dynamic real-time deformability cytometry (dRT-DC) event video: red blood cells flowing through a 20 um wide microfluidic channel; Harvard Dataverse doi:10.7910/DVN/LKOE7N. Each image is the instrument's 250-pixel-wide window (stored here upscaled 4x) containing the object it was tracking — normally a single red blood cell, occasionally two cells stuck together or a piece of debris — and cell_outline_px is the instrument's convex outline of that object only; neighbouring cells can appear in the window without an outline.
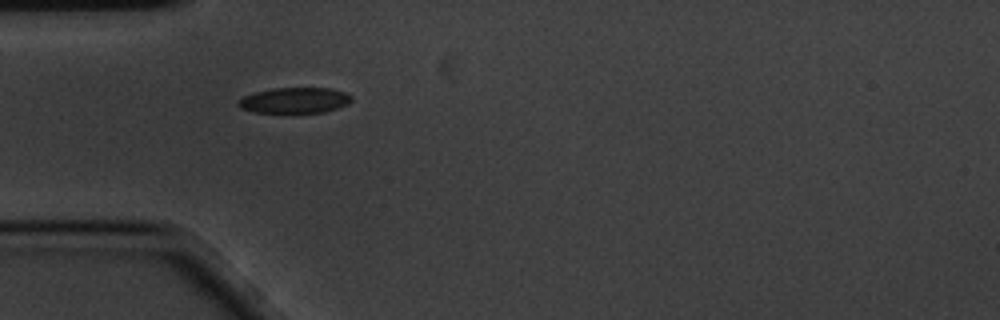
{"species": "common noctule bat (a hibernating species)", "species_latin": "Nyctalus noctula", "temperature_condition": "cold", "stored_images_in_passage": 1, "camera_frame_rate_fps": 3000, "um_per_image_px": 0.085, "animal": {"sex": "male", "body_mass_g": 20.1, "forearm_length_mm": 53.5}, "frame": {"image": 1, "passage_image": 1, "time_ms": 0.0, "image_size_px": [1000, 320], "cell_outline_px": [[352, 100], [348, 104], [324, 112], [288, 116], [252, 112], [240, 108], [236, 104], [236, 100], [244, 96], [256, 92], [272, 88], [332, 88], [344, 92], [352, 96]], "centroid_in_image_um": [24.99, 8.59], "position_along_channel_um": 60.0, "area_um2": 17.98}}